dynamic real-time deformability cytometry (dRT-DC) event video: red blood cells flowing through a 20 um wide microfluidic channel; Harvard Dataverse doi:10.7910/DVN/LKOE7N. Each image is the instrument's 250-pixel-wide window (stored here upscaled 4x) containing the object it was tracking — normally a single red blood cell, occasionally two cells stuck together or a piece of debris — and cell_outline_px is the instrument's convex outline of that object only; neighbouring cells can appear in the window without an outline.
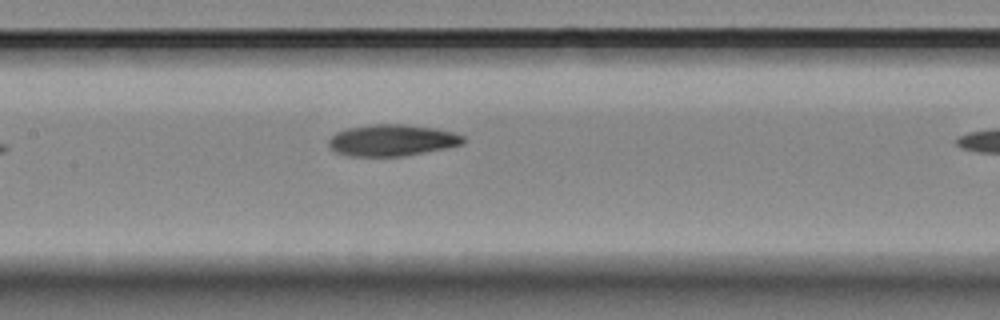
{"species": "Egyptian fruit bat (a non-hibernating species)", "species_latin": "Rousettus aegyptiacus", "temperature_condition": "room temperature", "stored_images_in_passage": 6, "camera_frame_rate_fps": 3000, "um_per_image_px": 0.085, "animal": {"sex": "female"}, "frame": {"image": 1, "passage_image": 5, "time_ms": 1.333, "image_size_px": [1000, 320], "cell_outline_px": [[464, 144], [448, 148], [404, 156], [348, 156], [336, 152], [328, 144], [328, 140], [336, 132], [348, 128], [368, 124], [400, 124], [436, 128], [452, 132], [464, 136]], "centroid_in_image_um": [33.33, 11.92], "position_along_channel_um": 174.1, "area_um2": 24.8}}